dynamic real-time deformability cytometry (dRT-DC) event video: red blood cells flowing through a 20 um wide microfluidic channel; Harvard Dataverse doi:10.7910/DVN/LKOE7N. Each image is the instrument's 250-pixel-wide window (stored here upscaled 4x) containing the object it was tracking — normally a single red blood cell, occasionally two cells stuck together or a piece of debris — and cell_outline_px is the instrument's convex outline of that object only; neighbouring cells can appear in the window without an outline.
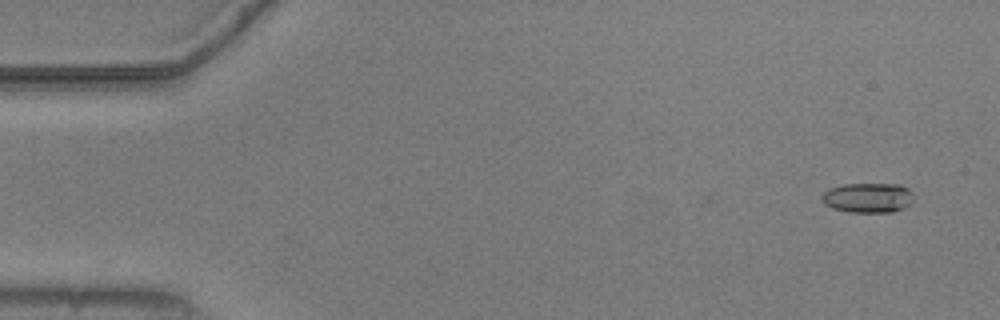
{"species": "common noctule bat (a hibernating species)", "species_latin": "Nyctalus noctula", "temperature_condition": "warm", "stored_images_in_passage": 52, "camera_frame_rate_fps": 3000, "um_per_image_px": 0.085, "animal": {"sex": "male", "body_mass_g": 20.5, "forearm_length_mm": 52.5}, "frame": {"image": 1, "passage_image": 1, "time_ms": 0.0, "image_size_px": [1000, 320], "cell_outline_px": [[912, 204], [904, 208], [892, 212], [848, 212], [832, 208], [824, 204], [820, 200], [820, 196], [828, 188], [844, 184], [900, 184], [908, 188], [912, 192]], "centroid_in_image_um": [73.75, 16.81], "position_along_channel_um": 11.2, "area_um2": 16.24}}
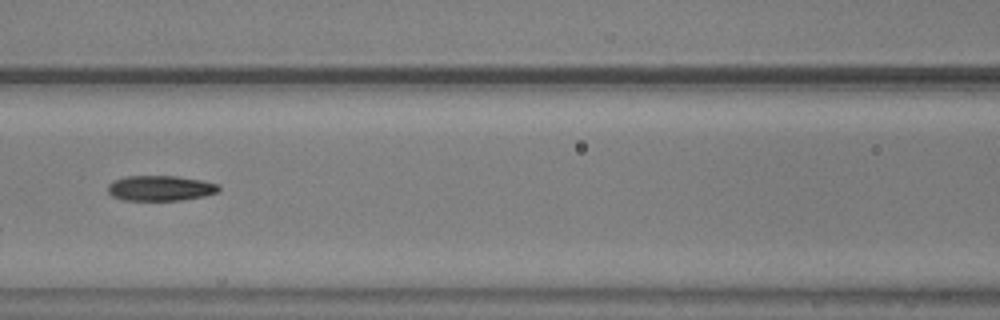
{"frame": {"image": 2, "passage_image": 22, "time_ms": 7.0, "image_size_px": [1000, 320], "cell_outline_px": [[220, 192], [204, 196], [180, 200], [124, 200], [112, 196], [108, 192], [108, 184], [112, 180], [124, 176], [176, 176], [204, 180], [220, 184]], "centroid_in_image_um": [13.65, 15.98], "position_along_channel_um": 152.9, "area_um2": 16.59}}
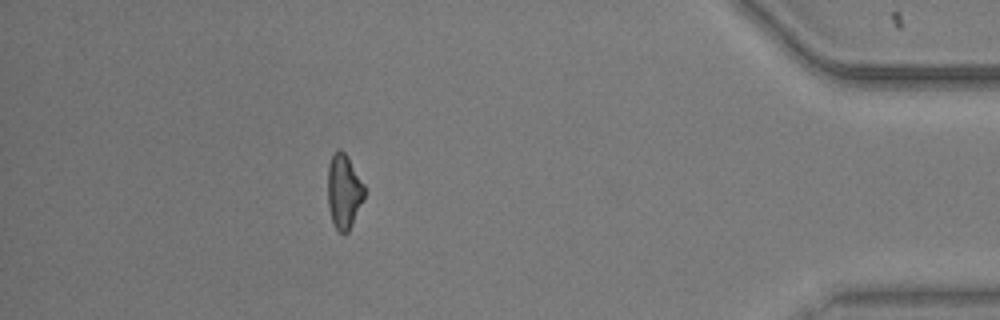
{"frame": {"image": 3, "passage_image": 46, "time_ms": 15.0, "image_size_px": [1000, 320], "cell_outline_px": [[364, 200], [348, 232], [340, 232], [336, 228], [332, 220], [328, 208], [328, 164], [332, 152], [340, 148], [348, 156], [364, 184]], "centroid_in_image_um": [29.22, 16.22], "position_along_channel_um": 406.0, "area_um2": 16.01}, "authors_computed_cell_mechanics": {"area_um2": 16.5308, "velocity_mm_per_s": 3.774, "shape_relaxation_time_tau1_ms": null, "shape_relaxation_time_tau2_ms": 7.7686, "deformation_change_tau1": null, "deformation_change_tau2": 0.1772}}